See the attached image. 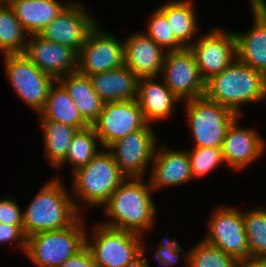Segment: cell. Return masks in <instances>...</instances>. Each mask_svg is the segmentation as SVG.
Masks as SVG:
<instances>
[{
  "label": "cell",
  "mask_w": 266,
  "mask_h": 267,
  "mask_svg": "<svg viewBox=\"0 0 266 267\" xmlns=\"http://www.w3.org/2000/svg\"><path fill=\"white\" fill-rule=\"evenodd\" d=\"M94 229L92 240L87 238L86 232V246L98 267H126L141 257L144 236L101 223Z\"/></svg>",
  "instance_id": "cell-7"
},
{
  "label": "cell",
  "mask_w": 266,
  "mask_h": 267,
  "mask_svg": "<svg viewBox=\"0 0 266 267\" xmlns=\"http://www.w3.org/2000/svg\"><path fill=\"white\" fill-rule=\"evenodd\" d=\"M204 96L240 116L243 104L266 100V75L236 58L206 81Z\"/></svg>",
  "instance_id": "cell-3"
},
{
  "label": "cell",
  "mask_w": 266,
  "mask_h": 267,
  "mask_svg": "<svg viewBox=\"0 0 266 267\" xmlns=\"http://www.w3.org/2000/svg\"><path fill=\"white\" fill-rule=\"evenodd\" d=\"M58 81L68 91L82 117L92 125L98 119L105 102L92 88L89 77L75 71L60 77Z\"/></svg>",
  "instance_id": "cell-24"
},
{
  "label": "cell",
  "mask_w": 266,
  "mask_h": 267,
  "mask_svg": "<svg viewBox=\"0 0 266 267\" xmlns=\"http://www.w3.org/2000/svg\"><path fill=\"white\" fill-rule=\"evenodd\" d=\"M99 142L92 125L77 130L68 146L65 159L56 168L59 169L65 163H70L72 172H74L79 167L87 165L100 152Z\"/></svg>",
  "instance_id": "cell-29"
},
{
  "label": "cell",
  "mask_w": 266,
  "mask_h": 267,
  "mask_svg": "<svg viewBox=\"0 0 266 267\" xmlns=\"http://www.w3.org/2000/svg\"><path fill=\"white\" fill-rule=\"evenodd\" d=\"M208 32L189 46L205 82L225 70L237 58L235 32L216 27Z\"/></svg>",
  "instance_id": "cell-13"
},
{
  "label": "cell",
  "mask_w": 266,
  "mask_h": 267,
  "mask_svg": "<svg viewBox=\"0 0 266 267\" xmlns=\"http://www.w3.org/2000/svg\"><path fill=\"white\" fill-rule=\"evenodd\" d=\"M155 77H142L138 80L137 102L148 124L170 118L174 104L179 103L172 91L165 84L156 81ZM152 122V123H151Z\"/></svg>",
  "instance_id": "cell-21"
},
{
  "label": "cell",
  "mask_w": 266,
  "mask_h": 267,
  "mask_svg": "<svg viewBox=\"0 0 266 267\" xmlns=\"http://www.w3.org/2000/svg\"><path fill=\"white\" fill-rule=\"evenodd\" d=\"M237 117L229 126L222 145L225 164L233 170H241L260 158L266 142L251 128L239 126Z\"/></svg>",
  "instance_id": "cell-17"
},
{
  "label": "cell",
  "mask_w": 266,
  "mask_h": 267,
  "mask_svg": "<svg viewBox=\"0 0 266 267\" xmlns=\"http://www.w3.org/2000/svg\"><path fill=\"white\" fill-rule=\"evenodd\" d=\"M183 102L194 147L222 148L229 126L239 115L205 96Z\"/></svg>",
  "instance_id": "cell-6"
},
{
  "label": "cell",
  "mask_w": 266,
  "mask_h": 267,
  "mask_svg": "<svg viewBox=\"0 0 266 267\" xmlns=\"http://www.w3.org/2000/svg\"><path fill=\"white\" fill-rule=\"evenodd\" d=\"M57 177V178H56ZM58 176L44 184L22 212L26 237L41 231L61 230L72 225L82 213Z\"/></svg>",
  "instance_id": "cell-2"
},
{
  "label": "cell",
  "mask_w": 266,
  "mask_h": 267,
  "mask_svg": "<svg viewBox=\"0 0 266 267\" xmlns=\"http://www.w3.org/2000/svg\"><path fill=\"white\" fill-rule=\"evenodd\" d=\"M144 242L143 239H142V242H141V257L139 259H137L134 263L130 264L129 266H126V267H150L149 266V263H148V260L146 258V256H144L147 252L145 250H147L144 245Z\"/></svg>",
  "instance_id": "cell-39"
},
{
  "label": "cell",
  "mask_w": 266,
  "mask_h": 267,
  "mask_svg": "<svg viewBox=\"0 0 266 267\" xmlns=\"http://www.w3.org/2000/svg\"><path fill=\"white\" fill-rule=\"evenodd\" d=\"M28 35L39 34L69 4L58 0H6Z\"/></svg>",
  "instance_id": "cell-23"
},
{
  "label": "cell",
  "mask_w": 266,
  "mask_h": 267,
  "mask_svg": "<svg viewBox=\"0 0 266 267\" xmlns=\"http://www.w3.org/2000/svg\"><path fill=\"white\" fill-rule=\"evenodd\" d=\"M15 241L25 252L27 237L24 234L23 226H12L6 223H0V243H13Z\"/></svg>",
  "instance_id": "cell-36"
},
{
  "label": "cell",
  "mask_w": 266,
  "mask_h": 267,
  "mask_svg": "<svg viewBox=\"0 0 266 267\" xmlns=\"http://www.w3.org/2000/svg\"><path fill=\"white\" fill-rule=\"evenodd\" d=\"M187 267H237L239 261L203 240L187 251Z\"/></svg>",
  "instance_id": "cell-30"
},
{
  "label": "cell",
  "mask_w": 266,
  "mask_h": 267,
  "mask_svg": "<svg viewBox=\"0 0 266 267\" xmlns=\"http://www.w3.org/2000/svg\"><path fill=\"white\" fill-rule=\"evenodd\" d=\"M59 267H98L94 261L93 255L85 245L75 255L65 260Z\"/></svg>",
  "instance_id": "cell-37"
},
{
  "label": "cell",
  "mask_w": 266,
  "mask_h": 267,
  "mask_svg": "<svg viewBox=\"0 0 266 267\" xmlns=\"http://www.w3.org/2000/svg\"><path fill=\"white\" fill-rule=\"evenodd\" d=\"M151 164V176L148 180L154 192L163 187L183 185L193 180L188 150L156 147Z\"/></svg>",
  "instance_id": "cell-20"
},
{
  "label": "cell",
  "mask_w": 266,
  "mask_h": 267,
  "mask_svg": "<svg viewBox=\"0 0 266 267\" xmlns=\"http://www.w3.org/2000/svg\"><path fill=\"white\" fill-rule=\"evenodd\" d=\"M147 23L145 32L157 45L166 52L176 51L185 48L175 37L174 32L169 24L167 17L156 9Z\"/></svg>",
  "instance_id": "cell-32"
},
{
  "label": "cell",
  "mask_w": 266,
  "mask_h": 267,
  "mask_svg": "<svg viewBox=\"0 0 266 267\" xmlns=\"http://www.w3.org/2000/svg\"><path fill=\"white\" fill-rule=\"evenodd\" d=\"M97 25L90 31L77 52V72L93 75L118 69L124 65V41L103 31Z\"/></svg>",
  "instance_id": "cell-11"
},
{
  "label": "cell",
  "mask_w": 266,
  "mask_h": 267,
  "mask_svg": "<svg viewBox=\"0 0 266 267\" xmlns=\"http://www.w3.org/2000/svg\"><path fill=\"white\" fill-rule=\"evenodd\" d=\"M24 55L42 72L58 80L77 70V52L71 47L28 35Z\"/></svg>",
  "instance_id": "cell-16"
},
{
  "label": "cell",
  "mask_w": 266,
  "mask_h": 267,
  "mask_svg": "<svg viewBox=\"0 0 266 267\" xmlns=\"http://www.w3.org/2000/svg\"><path fill=\"white\" fill-rule=\"evenodd\" d=\"M168 238V239H167ZM176 237L172 239L169 236L163 237V240L160 241V247L156 252H154V256L156 260H158L159 265L162 267H171L175 265L179 259V254L183 252L178 242L175 241Z\"/></svg>",
  "instance_id": "cell-34"
},
{
  "label": "cell",
  "mask_w": 266,
  "mask_h": 267,
  "mask_svg": "<svg viewBox=\"0 0 266 267\" xmlns=\"http://www.w3.org/2000/svg\"><path fill=\"white\" fill-rule=\"evenodd\" d=\"M26 38L28 34L16 18L14 10L6 1L0 3V50L4 55L22 54L26 48Z\"/></svg>",
  "instance_id": "cell-28"
},
{
  "label": "cell",
  "mask_w": 266,
  "mask_h": 267,
  "mask_svg": "<svg viewBox=\"0 0 266 267\" xmlns=\"http://www.w3.org/2000/svg\"><path fill=\"white\" fill-rule=\"evenodd\" d=\"M84 224L80 216L67 228L28 236L25 256L38 267H59L86 245Z\"/></svg>",
  "instance_id": "cell-5"
},
{
  "label": "cell",
  "mask_w": 266,
  "mask_h": 267,
  "mask_svg": "<svg viewBox=\"0 0 266 267\" xmlns=\"http://www.w3.org/2000/svg\"><path fill=\"white\" fill-rule=\"evenodd\" d=\"M250 257L266 258V210L251 209L243 212Z\"/></svg>",
  "instance_id": "cell-31"
},
{
  "label": "cell",
  "mask_w": 266,
  "mask_h": 267,
  "mask_svg": "<svg viewBox=\"0 0 266 267\" xmlns=\"http://www.w3.org/2000/svg\"><path fill=\"white\" fill-rule=\"evenodd\" d=\"M192 0L169 1L157 7L171 25L176 39L184 46L189 47L193 38L201 31L197 24V16Z\"/></svg>",
  "instance_id": "cell-26"
},
{
  "label": "cell",
  "mask_w": 266,
  "mask_h": 267,
  "mask_svg": "<svg viewBox=\"0 0 266 267\" xmlns=\"http://www.w3.org/2000/svg\"><path fill=\"white\" fill-rule=\"evenodd\" d=\"M43 130L45 155L56 168L66 157L68 146L78 129L60 122L40 120Z\"/></svg>",
  "instance_id": "cell-27"
},
{
  "label": "cell",
  "mask_w": 266,
  "mask_h": 267,
  "mask_svg": "<svg viewBox=\"0 0 266 267\" xmlns=\"http://www.w3.org/2000/svg\"><path fill=\"white\" fill-rule=\"evenodd\" d=\"M6 77L18 97L35 112H40L47 100L51 86L57 81L42 72L25 55H4Z\"/></svg>",
  "instance_id": "cell-8"
},
{
  "label": "cell",
  "mask_w": 266,
  "mask_h": 267,
  "mask_svg": "<svg viewBox=\"0 0 266 267\" xmlns=\"http://www.w3.org/2000/svg\"><path fill=\"white\" fill-rule=\"evenodd\" d=\"M210 217L207 224L209 232L202 240L238 261L250 257L243 211L231 206H218Z\"/></svg>",
  "instance_id": "cell-9"
},
{
  "label": "cell",
  "mask_w": 266,
  "mask_h": 267,
  "mask_svg": "<svg viewBox=\"0 0 266 267\" xmlns=\"http://www.w3.org/2000/svg\"><path fill=\"white\" fill-rule=\"evenodd\" d=\"M166 53L146 33H134L124 42V66L138 78H158Z\"/></svg>",
  "instance_id": "cell-19"
},
{
  "label": "cell",
  "mask_w": 266,
  "mask_h": 267,
  "mask_svg": "<svg viewBox=\"0 0 266 267\" xmlns=\"http://www.w3.org/2000/svg\"><path fill=\"white\" fill-rule=\"evenodd\" d=\"M254 19L246 33H237V58L266 75V1H249Z\"/></svg>",
  "instance_id": "cell-18"
},
{
  "label": "cell",
  "mask_w": 266,
  "mask_h": 267,
  "mask_svg": "<svg viewBox=\"0 0 266 267\" xmlns=\"http://www.w3.org/2000/svg\"><path fill=\"white\" fill-rule=\"evenodd\" d=\"M150 124L122 137L107 149L127 178H145L146 168L151 166L157 147V135ZM150 163V164H149Z\"/></svg>",
  "instance_id": "cell-10"
},
{
  "label": "cell",
  "mask_w": 266,
  "mask_h": 267,
  "mask_svg": "<svg viewBox=\"0 0 266 267\" xmlns=\"http://www.w3.org/2000/svg\"><path fill=\"white\" fill-rule=\"evenodd\" d=\"M237 267H266V258L248 257L240 260Z\"/></svg>",
  "instance_id": "cell-38"
},
{
  "label": "cell",
  "mask_w": 266,
  "mask_h": 267,
  "mask_svg": "<svg viewBox=\"0 0 266 267\" xmlns=\"http://www.w3.org/2000/svg\"><path fill=\"white\" fill-rule=\"evenodd\" d=\"M92 88L104 102L137 99L139 78L126 66L88 75Z\"/></svg>",
  "instance_id": "cell-22"
},
{
  "label": "cell",
  "mask_w": 266,
  "mask_h": 267,
  "mask_svg": "<svg viewBox=\"0 0 266 267\" xmlns=\"http://www.w3.org/2000/svg\"><path fill=\"white\" fill-rule=\"evenodd\" d=\"M39 115L40 120L60 122L78 130L90 126L76 108L68 91L58 80L51 86L47 100Z\"/></svg>",
  "instance_id": "cell-25"
},
{
  "label": "cell",
  "mask_w": 266,
  "mask_h": 267,
  "mask_svg": "<svg viewBox=\"0 0 266 267\" xmlns=\"http://www.w3.org/2000/svg\"><path fill=\"white\" fill-rule=\"evenodd\" d=\"M73 193L90 207L103 206L127 178L119 169L112 153L105 148L87 165L72 172Z\"/></svg>",
  "instance_id": "cell-4"
},
{
  "label": "cell",
  "mask_w": 266,
  "mask_h": 267,
  "mask_svg": "<svg viewBox=\"0 0 266 267\" xmlns=\"http://www.w3.org/2000/svg\"><path fill=\"white\" fill-rule=\"evenodd\" d=\"M188 155L193 179L200 178L217 168L221 163H225L222 148L194 147L190 151L188 150Z\"/></svg>",
  "instance_id": "cell-33"
},
{
  "label": "cell",
  "mask_w": 266,
  "mask_h": 267,
  "mask_svg": "<svg viewBox=\"0 0 266 267\" xmlns=\"http://www.w3.org/2000/svg\"><path fill=\"white\" fill-rule=\"evenodd\" d=\"M97 23L83 4L70 2L38 35L45 40L67 45L78 52Z\"/></svg>",
  "instance_id": "cell-15"
},
{
  "label": "cell",
  "mask_w": 266,
  "mask_h": 267,
  "mask_svg": "<svg viewBox=\"0 0 266 267\" xmlns=\"http://www.w3.org/2000/svg\"><path fill=\"white\" fill-rule=\"evenodd\" d=\"M4 198L0 200V223L23 226L22 212L15 199L12 200L10 195H6Z\"/></svg>",
  "instance_id": "cell-35"
},
{
  "label": "cell",
  "mask_w": 266,
  "mask_h": 267,
  "mask_svg": "<svg viewBox=\"0 0 266 267\" xmlns=\"http://www.w3.org/2000/svg\"><path fill=\"white\" fill-rule=\"evenodd\" d=\"M149 181L143 178H126L103 205L109 222L103 225L145 235L153 230L157 207ZM110 219H112L110 221Z\"/></svg>",
  "instance_id": "cell-1"
},
{
  "label": "cell",
  "mask_w": 266,
  "mask_h": 267,
  "mask_svg": "<svg viewBox=\"0 0 266 267\" xmlns=\"http://www.w3.org/2000/svg\"><path fill=\"white\" fill-rule=\"evenodd\" d=\"M161 76L182 103L183 100L200 98L205 94L206 82L189 47L166 53Z\"/></svg>",
  "instance_id": "cell-12"
},
{
  "label": "cell",
  "mask_w": 266,
  "mask_h": 267,
  "mask_svg": "<svg viewBox=\"0 0 266 267\" xmlns=\"http://www.w3.org/2000/svg\"><path fill=\"white\" fill-rule=\"evenodd\" d=\"M137 100L105 102L98 119L92 124L100 145L107 148L114 141L147 125Z\"/></svg>",
  "instance_id": "cell-14"
}]
</instances>
